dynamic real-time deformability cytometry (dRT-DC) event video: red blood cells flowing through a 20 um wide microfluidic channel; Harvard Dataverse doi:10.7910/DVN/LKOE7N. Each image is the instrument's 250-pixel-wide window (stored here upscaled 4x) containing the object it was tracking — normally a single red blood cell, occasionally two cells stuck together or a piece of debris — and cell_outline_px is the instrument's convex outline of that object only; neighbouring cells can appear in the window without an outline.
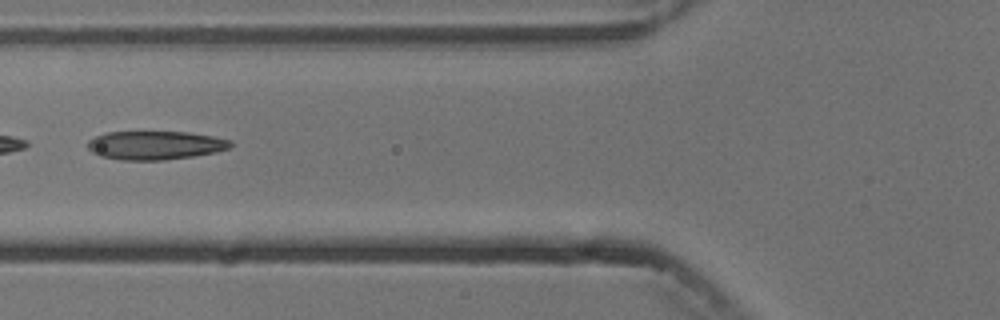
{"species": "common noctule bat (a hibernating species)", "species_latin": "Nyctalus noctula", "temperature_condition": "cold", "stored_images_in_passage": 7, "camera_frame_rate_fps": 3000, "um_per_image_px": 0.085, "animal": {"sex": "male", "body_mass_g": 13.3}, "frame": {"image": 1, "passage_image": 4, "time_ms": 3.667, "image_size_px": [1000, 320], "cell_outline_px": [[232, 144], [228, 148], [216, 152], [192, 156], [164, 160], [120, 160], [100, 156], [92, 152], [88, 148], [88, 140], [96, 136], [108, 132], [188, 132], [212, 136], [232, 140]], "centroid_in_image_um": [13.18, 12.35], "position_along_channel_um": 112.6, "area_um2": 23.76}}
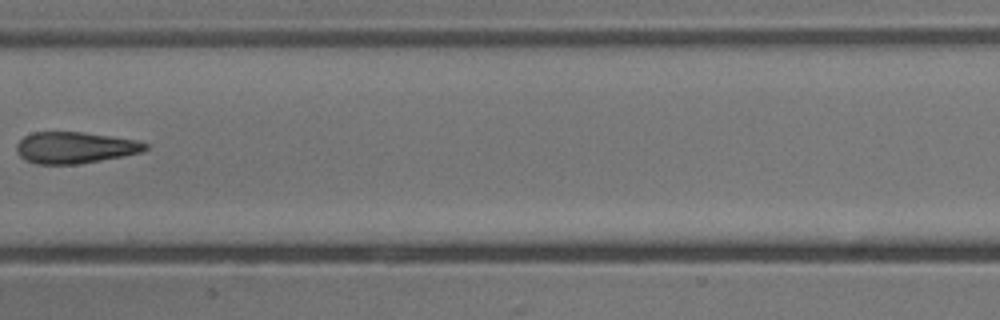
{"frame": {"image": 2, "passage_image": 6, "time_ms": 6.0, "image_size_px": [1000, 320], "cell_outline_px": [[148, 148], [140, 152], [124, 156], [76, 164], [36, 164], [24, 160], [16, 152], [16, 144], [24, 136], [32, 132], [80, 132], [136, 140], [148, 144]], "centroid_in_image_um": [6.32, 12.55], "position_along_channel_um": 201.1, "area_um2": 23.47}}
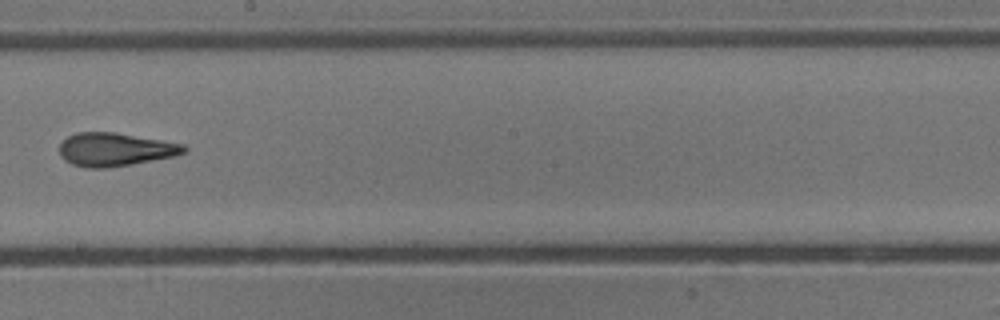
{"frame": {"image": 3, "passage_image": 7, "time_ms": 7.0, "image_size_px": [1000, 320], "cell_outline_px": [[188, 148], [184, 152], [176, 156], [132, 164], [104, 168], [88, 168], [72, 164], [64, 160], [60, 156], [60, 144], [68, 136], [76, 132], [116, 132], [184, 144]], "centroid_in_image_um": [9.78, 12.7], "position_along_channel_um": 238.4, "area_um2": 24.22}}